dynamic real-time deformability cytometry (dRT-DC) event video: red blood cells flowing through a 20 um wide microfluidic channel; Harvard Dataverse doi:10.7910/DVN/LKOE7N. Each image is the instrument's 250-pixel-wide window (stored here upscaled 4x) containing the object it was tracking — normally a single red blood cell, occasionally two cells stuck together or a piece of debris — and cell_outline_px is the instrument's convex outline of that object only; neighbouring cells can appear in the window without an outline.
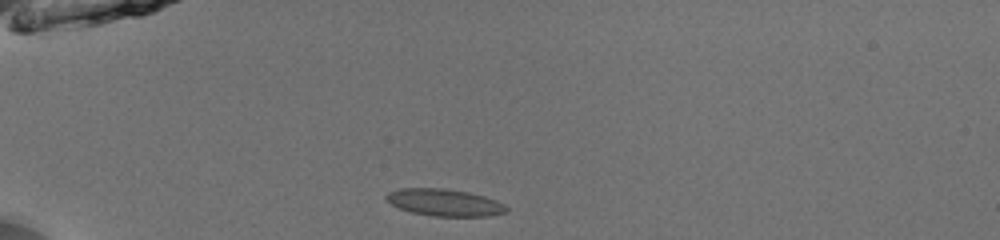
{"species": "common noctule bat (a hibernating species)", "species_latin": "Nyctalus noctula", "temperature_condition": "room temperature", "stored_images_in_passage": 37, "camera_frame_rate_fps": 3000, "um_per_image_px": 0.085, "animal": {"sex": "male", "body_mass_g": 13.0, "forearm_length_mm": 53.1}, "frame": {"image": 1, "passage_image": 1, "time_ms": 0.0, "image_size_px": [1000, 240], "cell_outline_px": [[508, 212], [488, 216], [436, 216], [412, 212], [400, 208], [384, 200], [384, 196], [388, 192], [400, 188], [444, 188], [468, 192], [484, 196], [496, 200], [504, 204], [508, 208]], "centroid_in_image_um": [37.78, 17.2], "position_along_channel_um": 47.2, "area_um2": 18.96}}
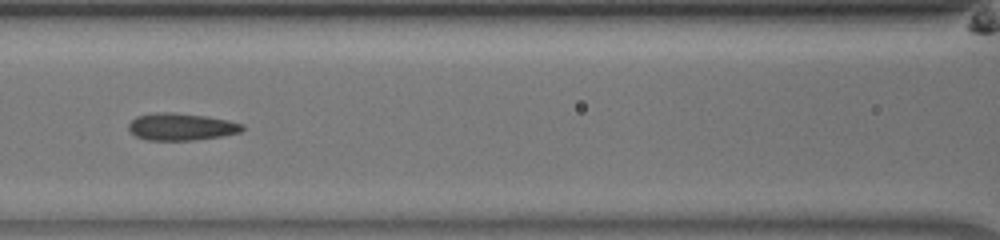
{"frame": {"image": 2, "passage_image": 11, "time_ms": 3.333, "image_size_px": [1000, 240], "cell_outline_px": [[244, 128], [240, 132], [224, 136], [192, 140], [148, 140], [136, 136], [128, 128], [128, 124], [136, 116], [156, 112], [172, 112], [208, 116], [228, 120], [244, 124]], "centroid_in_image_um": [15.42, 10.77], "position_along_channel_um": 151.2, "area_um2": 18.09}}
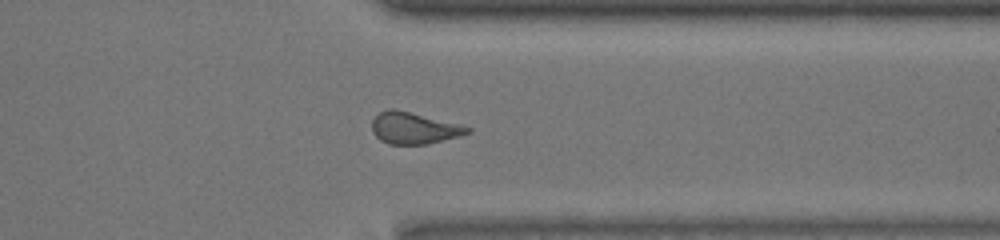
{"frame": {"image": 3, "passage_image": 28, "time_ms": 9.0, "image_size_px": [1000, 240], "cell_outline_px": [[472, 132], [428, 144], [388, 144], [380, 140], [372, 132], [372, 120], [380, 112], [388, 108], [392, 108], [460, 124], [472, 128]], "centroid_in_image_um": [35.17, 10.89], "position_along_channel_um": 376.2, "area_um2": 17.46}, "authors_computed_cell_mechanics": {"area_um2": 17.8024, "velocity_mm_per_s": 3.9844, "shape_relaxation_time_tau1_ms": null, "shape_relaxation_time_tau2_ms": 1.7512, "deformation_change_tau1": null, "deformation_change_tau2": 0.1098}}